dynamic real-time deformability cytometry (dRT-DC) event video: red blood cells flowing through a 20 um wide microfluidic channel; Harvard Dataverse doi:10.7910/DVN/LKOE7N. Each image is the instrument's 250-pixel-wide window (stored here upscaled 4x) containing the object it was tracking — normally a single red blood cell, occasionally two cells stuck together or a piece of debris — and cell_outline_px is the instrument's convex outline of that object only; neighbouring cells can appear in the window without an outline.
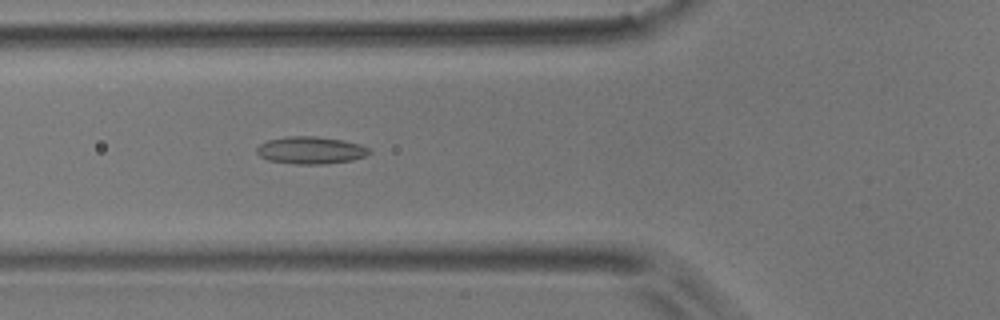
{"species": "common noctule bat (a hibernating species)", "species_latin": "Nyctalus noctula", "temperature_condition": "room temperature", "stored_images_in_passage": 50, "camera_frame_rate_fps": 3000, "um_per_image_px": 0.085, "animal": {"sex": "male", "body_mass_g": 17.9}, "frame": {"image": 1, "passage_image": 18, "time_ms": 5.667, "image_size_px": [1000, 320], "cell_outline_px": [[372, 152], [364, 156], [352, 160], [324, 164], [296, 164], [268, 160], [260, 156], [256, 152], [256, 148], [260, 144], [268, 140], [288, 136], [316, 136], [344, 140], [360, 144], [368, 148]], "centroid_in_image_um": [26.41, 12.77], "position_along_channel_um": 99.4, "area_um2": 17.92}}
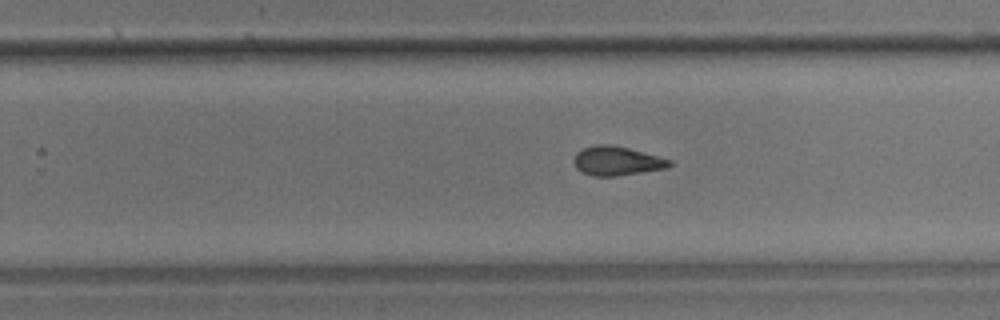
{"frame": {"image": 2, "passage_image": 32, "time_ms": 10.333, "image_size_px": [1000, 320], "cell_outline_px": [[672, 164], [664, 168], [616, 176], [592, 176], [576, 168], [572, 160], [576, 152], [584, 148], [596, 144], [608, 144], [628, 148], [672, 160]], "centroid_in_image_um": [52.38, 13.67], "position_along_channel_um": 277.4, "area_um2": 16.01}}
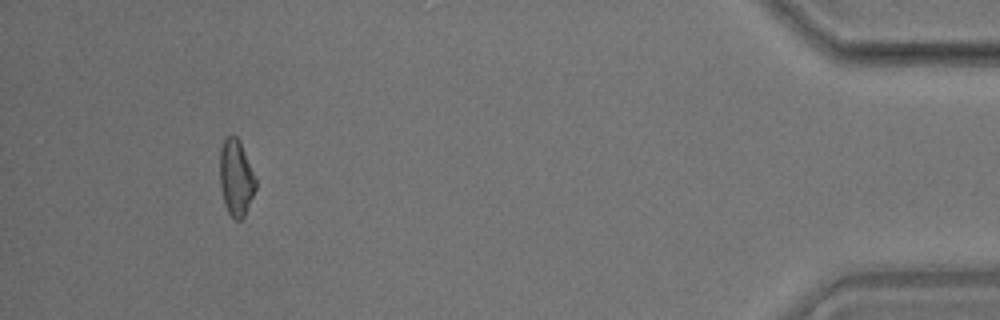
{"frame": {"image": 3, "passage_image": 48, "time_ms": 15.667, "image_size_px": [1000, 320], "cell_outline_px": [[256, 188], [244, 216], [240, 220], [236, 220], [228, 212], [224, 204], [220, 188], [220, 148], [224, 140], [228, 136], [236, 136], [240, 140], [256, 180]], "centroid_in_image_um": [20.05, 15.11], "position_along_channel_um": 415.2, "area_um2": 15.84}, "authors_computed_cell_mechanics": {"area_um2": 16.1262, "velocity_mm_per_s": 3.8141, "shape_relaxation_time_tau1_ms": null, "shape_relaxation_time_tau2_ms": 1.8171, "deformation_change_tau1": null, "deformation_change_tau2": 0.0886}}